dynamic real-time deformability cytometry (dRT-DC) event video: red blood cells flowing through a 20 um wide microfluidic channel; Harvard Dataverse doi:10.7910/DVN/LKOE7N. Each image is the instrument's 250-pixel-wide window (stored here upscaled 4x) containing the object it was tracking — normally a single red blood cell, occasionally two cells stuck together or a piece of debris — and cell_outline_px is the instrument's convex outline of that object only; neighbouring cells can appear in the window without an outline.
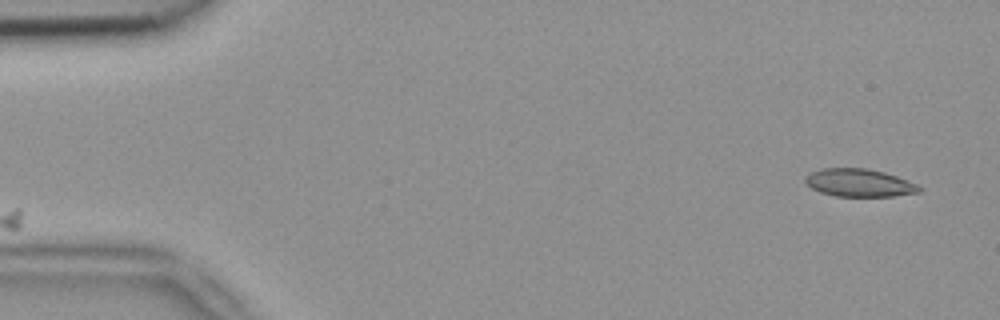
{"species": "common noctule bat (a hibernating species)", "species_latin": "Nyctalus noctula", "temperature_condition": "room temperature", "stored_images_in_passage": 6, "camera_frame_rate_fps": 3000, "um_per_image_px": 0.085, "animal": {"sex": "female", "body_mass_g": 18.4}, "frame": {"image": 1, "passage_image": 1, "time_ms": 0.0, "image_size_px": [1000, 320], "cell_outline_px": [[924, 188], [920, 192], [892, 196], [836, 196], [820, 192], [812, 188], [804, 180], [804, 176], [820, 168], [868, 168], [884, 172], [908, 180]], "centroid_in_image_um": [73.04, 15.53], "position_along_channel_um": 12.0, "area_um2": 18.5}}
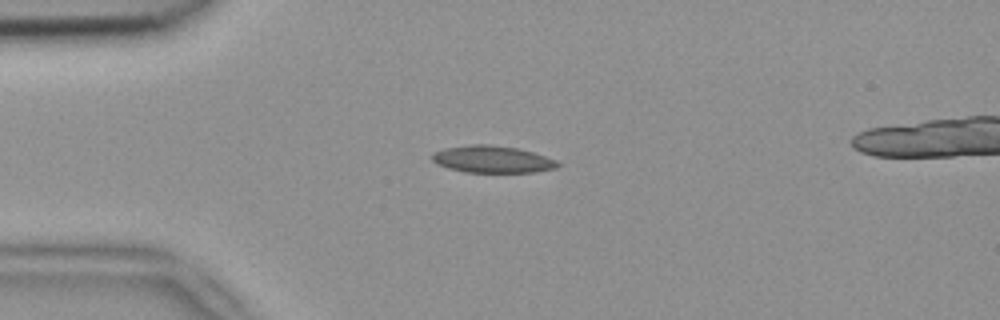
{"frame": {"image": 2, "passage_image": 3, "time_ms": 0.667, "image_size_px": [1000, 320], "cell_outline_px": [[560, 164], [556, 168], [532, 172], [464, 172], [448, 168], [436, 164], [432, 160], [432, 156], [436, 152], [444, 148], [472, 144], [488, 144], [516, 148], [532, 152], [556, 160]], "centroid_in_image_um": [41.83, 13.54], "position_along_channel_um": 43.2, "area_um2": 19.59}}